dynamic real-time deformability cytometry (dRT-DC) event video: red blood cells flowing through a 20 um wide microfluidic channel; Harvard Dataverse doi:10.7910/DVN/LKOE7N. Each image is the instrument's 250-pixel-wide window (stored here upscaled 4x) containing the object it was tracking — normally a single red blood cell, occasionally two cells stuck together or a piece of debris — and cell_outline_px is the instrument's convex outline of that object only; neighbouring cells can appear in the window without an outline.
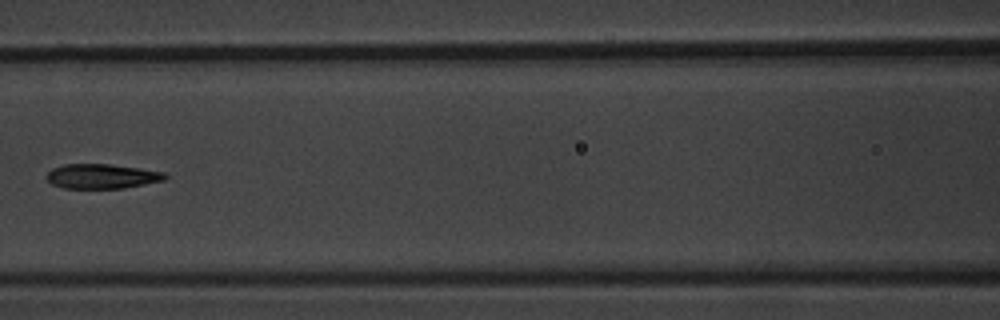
{"species": "common noctule bat (a hibernating species)", "species_latin": "Nyctalus noctula", "temperature_condition": "warm", "stored_images_in_passage": 8, "camera_frame_rate_fps": 3000, "um_per_image_px": 0.085, "animal": {"sex": "male", "body_mass_g": 20.1, "forearm_length_mm": 53.5}, "frame": {"image": 1, "passage_image": 8, "time_ms": 8.333, "image_size_px": [1000, 320], "cell_outline_px": [[168, 176], [164, 180], [124, 188], [64, 188], [52, 184], [44, 176], [52, 168], [64, 164], [108, 164], [140, 168], [164, 172]], "centroid_in_image_um": [8.64, 14.98], "position_along_channel_um": 158.0, "area_um2": 16.99}}